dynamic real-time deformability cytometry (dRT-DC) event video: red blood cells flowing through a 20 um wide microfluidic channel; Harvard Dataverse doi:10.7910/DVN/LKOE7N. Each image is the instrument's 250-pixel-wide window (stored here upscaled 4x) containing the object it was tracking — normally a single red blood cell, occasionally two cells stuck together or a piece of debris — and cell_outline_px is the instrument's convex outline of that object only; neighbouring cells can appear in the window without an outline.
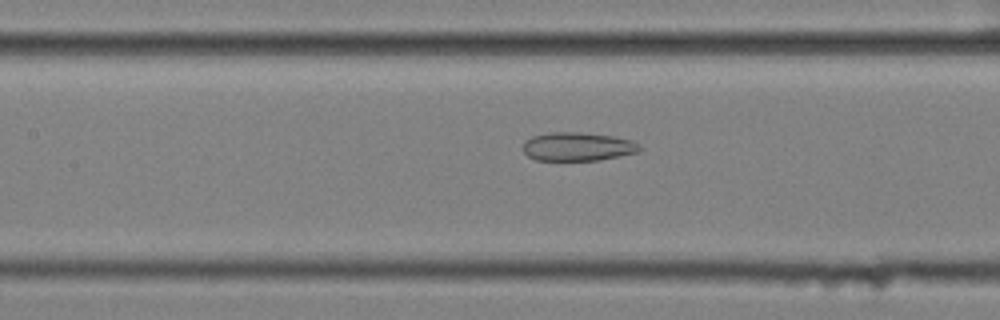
{"species": "common noctule bat (a hibernating species)", "species_latin": "Nyctalus noctula", "temperature_condition": "cold", "stored_images_in_passage": 47, "camera_frame_rate_fps": 3000, "um_per_image_px": 0.085, "animal": {"sex": "female", "body_mass_g": 25.1}, "frame": {"image": 1, "passage_image": 18, "time_ms": 5.667, "image_size_px": [1000, 320], "cell_outline_px": [[640, 152], [600, 160], [536, 160], [528, 156], [524, 152], [524, 140], [532, 136], [552, 132], [580, 132], [612, 136], [632, 140], [640, 144]], "centroid_in_image_um": [49.12, 12.46], "position_along_channel_um": 158.3, "area_um2": 19.48}}
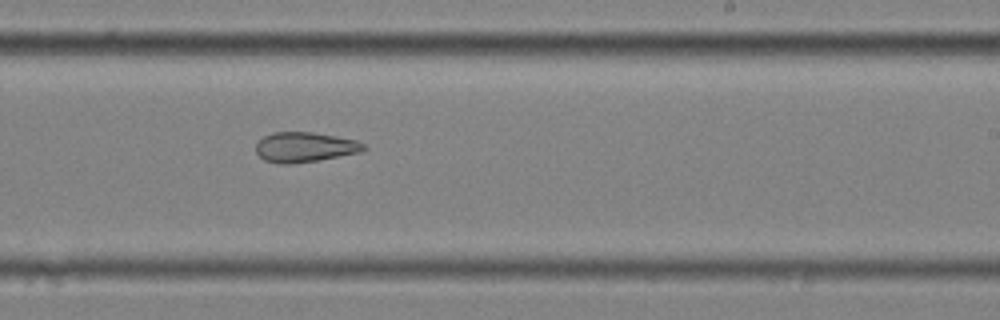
{"frame": {"image": 2, "passage_image": 27, "time_ms": 8.667, "image_size_px": [1000, 320], "cell_outline_px": [[368, 148], [360, 152], [316, 160], [292, 164], [280, 164], [264, 160], [256, 152], [256, 144], [264, 136], [272, 132], [312, 132], [336, 136], [356, 140], [368, 144]], "centroid_in_image_um": [25.92, 12.5], "position_along_channel_um": 263.1, "area_um2": 18.84}}
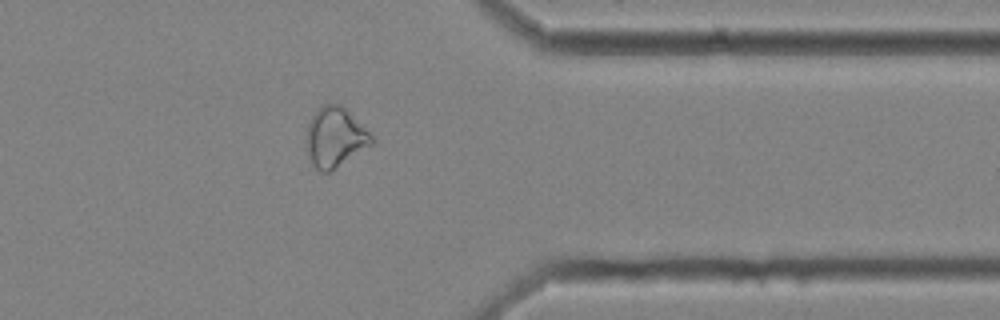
{"frame": {"image": 3, "passage_image": 38, "time_ms": 12.333, "image_size_px": [1000, 320], "cell_outline_px": [[376, 140], [372, 144], [332, 172], [320, 172], [312, 164], [308, 152], [308, 124], [312, 116], [324, 104], [340, 104]], "centroid_in_image_um": [28.49, 11.72], "position_along_channel_um": 382.9, "area_um2": 22.2}}